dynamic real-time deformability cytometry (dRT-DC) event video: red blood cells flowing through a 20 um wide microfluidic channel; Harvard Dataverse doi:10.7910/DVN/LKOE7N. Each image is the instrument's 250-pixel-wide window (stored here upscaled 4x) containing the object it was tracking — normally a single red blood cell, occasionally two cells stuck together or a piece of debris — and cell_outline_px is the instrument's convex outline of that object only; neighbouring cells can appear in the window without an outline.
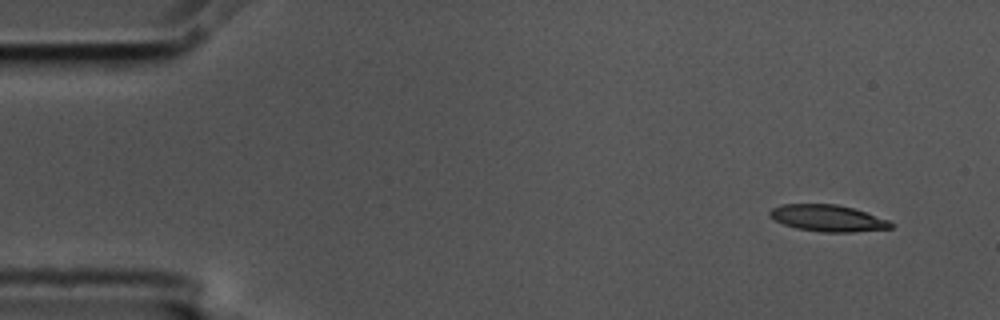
{"species": "common noctule bat (a hibernating species)", "species_latin": "Nyctalus noctula", "temperature_condition": "cold", "stored_images_in_passage": 5, "segment_of_instrument_passage": [2, 2], "camera_frame_rate_fps": 3000, "um_per_image_px": 0.085, "animal": {"sex": "male", "body_mass_g": 17.5, "forearm_length_mm": 52.3}, "frame": {"image": 1, "passage_image": 5, "time_ms": 1.333, "image_size_px": [1000, 320], "cell_outline_px": [[892, 228], [852, 232], [820, 232], [796, 228], [784, 224], [768, 216], [768, 212], [772, 208], [780, 204], [836, 204], [852, 208], [888, 220], [892, 224]], "centroid_in_image_um": [70.31, 18.54], "position_along_channel_um": 14.7, "area_um2": 18.61}}